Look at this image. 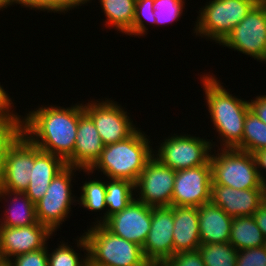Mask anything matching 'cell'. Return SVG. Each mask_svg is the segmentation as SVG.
Returning a JSON list of instances; mask_svg holds the SVG:
<instances>
[{"mask_svg": "<svg viewBox=\"0 0 266 266\" xmlns=\"http://www.w3.org/2000/svg\"><path fill=\"white\" fill-rule=\"evenodd\" d=\"M45 106L26 113L24 118L20 117L21 132L40 150L67 162L74 153L78 122L84 113V104L78 103L66 108Z\"/></svg>", "mask_w": 266, "mask_h": 266, "instance_id": "1", "label": "cell"}, {"mask_svg": "<svg viewBox=\"0 0 266 266\" xmlns=\"http://www.w3.org/2000/svg\"><path fill=\"white\" fill-rule=\"evenodd\" d=\"M201 77L213 129L218 133L221 142L220 149L242 150L243 126L250 108L249 100L230 94L213 74H204Z\"/></svg>", "mask_w": 266, "mask_h": 266, "instance_id": "2", "label": "cell"}, {"mask_svg": "<svg viewBox=\"0 0 266 266\" xmlns=\"http://www.w3.org/2000/svg\"><path fill=\"white\" fill-rule=\"evenodd\" d=\"M144 132L138 129L129 138L104 145V148L89 170V175L98 170L109 179H123L136 183L141 171L153 157L152 144Z\"/></svg>", "mask_w": 266, "mask_h": 266, "instance_id": "3", "label": "cell"}, {"mask_svg": "<svg viewBox=\"0 0 266 266\" xmlns=\"http://www.w3.org/2000/svg\"><path fill=\"white\" fill-rule=\"evenodd\" d=\"M91 266H148L143 249L108 231L102 224H93L83 233Z\"/></svg>", "mask_w": 266, "mask_h": 266, "instance_id": "4", "label": "cell"}, {"mask_svg": "<svg viewBox=\"0 0 266 266\" xmlns=\"http://www.w3.org/2000/svg\"><path fill=\"white\" fill-rule=\"evenodd\" d=\"M218 150L217 154L212 152L210 158L211 184L239 190L266 189L259 178L253 154L236 148Z\"/></svg>", "mask_w": 266, "mask_h": 266, "instance_id": "5", "label": "cell"}, {"mask_svg": "<svg viewBox=\"0 0 266 266\" xmlns=\"http://www.w3.org/2000/svg\"><path fill=\"white\" fill-rule=\"evenodd\" d=\"M255 4L254 0H211L200 8L194 33L220 44Z\"/></svg>", "mask_w": 266, "mask_h": 266, "instance_id": "6", "label": "cell"}, {"mask_svg": "<svg viewBox=\"0 0 266 266\" xmlns=\"http://www.w3.org/2000/svg\"><path fill=\"white\" fill-rule=\"evenodd\" d=\"M214 143L210 142V139L208 141L190 134L174 133L164 139L157 153L153 150V157L175 171L202 166L210 162Z\"/></svg>", "mask_w": 266, "mask_h": 266, "instance_id": "7", "label": "cell"}, {"mask_svg": "<svg viewBox=\"0 0 266 266\" xmlns=\"http://www.w3.org/2000/svg\"><path fill=\"white\" fill-rule=\"evenodd\" d=\"M81 169L66 166L59 172L45 193V195L35 203L36 217L40 224L47 226L52 232L57 231L62 222L68 217L71 205L77 203L72 194V184L74 172Z\"/></svg>", "mask_w": 266, "mask_h": 266, "instance_id": "8", "label": "cell"}, {"mask_svg": "<svg viewBox=\"0 0 266 266\" xmlns=\"http://www.w3.org/2000/svg\"><path fill=\"white\" fill-rule=\"evenodd\" d=\"M219 45L265 62L266 5L255 4Z\"/></svg>", "mask_w": 266, "mask_h": 266, "instance_id": "9", "label": "cell"}, {"mask_svg": "<svg viewBox=\"0 0 266 266\" xmlns=\"http://www.w3.org/2000/svg\"><path fill=\"white\" fill-rule=\"evenodd\" d=\"M106 99L84 104V112L92 119L104 145L123 141L139 129L118 102Z\"/></svg>", "mask_w": 266, "mask_h": 266, "instance_id": "10", "label": "cell"}, {"mask_svg": "<svg viewBox=\"0 0 266 266\" xmlns=\"http://www.w3.org/2000/svg\"><path fill=\"white\" fill-rule=\"evenodd\" d=\"M175 176V170L152 157L135 183V198L152 207L172 206Z\"/></svg>", "mask_w": 266, "mask_h": 266, "instance_id": "11", "label": "cell"}, {"mask_svg": "<svg viewBox=\"0 0 266 266\" xmlns=\"http://www.w3.org/2000/svg\"><path fill=\"white\" fill-rule=\"evenodd\" d=\"M34 167V144L21 132L7 147L0 190L25 192Z\"/></svg>", "mask_w": 266, "mask_h": 266, "instance_id": "12", "label": "cell"}, {"mask_svg": "<svg viewBox=\"0 0 266 266\" xmlns=\"http://www.w3.org/2000/svg\"><path fill=\"white\" fill-rule=\"evenodd\" d=\"M211 165L176 171L172 206L199 207L211 201Z\"/></svg>", "mask_w": 266, "mask_h": 266, "instance_id": "13", "label": "cell"}, {"mask_svg": "<svg viewBox=\"0 0 266 266\" xmlns=\"http://www.w3.org/2000/svg\"><path fill=\"white\" fill-rule=\"evenodd\" d=\"M152 221V206L134 198L121 212L108 217L102 225L112 234L143 247Z\"/></svg>", "mask_w": 266, "mask_h": 266, "instance_id": "14", "label": "cell"}, {"mask_svg": "<svg viewBox=\"0 0 266 266\" xmlns=\"http://www.w3.org/2000/svg\"><path fill=\"white\" fill-rule=\"evenodd\" d=\"M174 206L152 207V221L142 247L149 263H165L174 255Z\"/></svg>", "mask_w": 266, "mask_h": 266, "instance_id": "15", "label": "cell"}, {"mask_svg": "<svg viewBox=\"0 0 266 266\" xmlns=\"http://www.w3.org/2000/svg\"><path fill=\"white\" fill-rule=\"evenodd\" d=\"M53 232L39 222L23 227H0V257H13L48 245Z\"/></svg>", "mask_w": 266, "mask_h": 266, "instance_id": "16", "label": "cell"}, {"mask_svg": "<svg viewBox=\"0 0 266 266\" xmlns=\"http://www.w3.org/2000/svg\"><path fill=\"white\" fill-rule=\"evenodd\" d=\"M211 201L229 216H253L266 201V189H234L211 184Z\"/></svg>", "mask_w": 266, "mask_h": 266, "instance_id": "17", "label": "cell"}, {"mask_svg": "<svg viewBox=\"0 0 266 266\" xmlns=\"http://www.w3.org/2000/svg\"><path fill=\"white\" fill-rule=\"evenodd\" d=\"M104 144L92 119L84 112L78 122L73 156L66 162L81 170H89L98 160Z\"/></svg>", "mask_w": 266, "mask_h": 266, "instance_id": "18", "label": "cell"}, {"mask_svg": "<svg viewBox=\"0 0 266 266\" xmlns=\"http://www.w3.org/2000/svg\"><path fill=\"white\" fill-rule=\"evenodd\" d=\"M66 166L62 158L42 151L34 144V167L31 169L29 185L24 193L36 203L45 195L53 178Z\"/></svg>", "mask_w": 266, "mask_h": 266, "instance_id": "19", "label": "cell"}, {"mask_svg": "<svg viewBox=\"0 0 266 266\" xmlns=\"http://www.w3.org/2000/svg\"><path fill=\"white\" fill-rule=\"evenodd\" d=\"M201 244L229 242L233 217L212 201L198 207Z\"/></svg>", "mask_w": 266, "mask_h": 266, "instance_id": "20", "label": "cell"}, {"mask_svg": "<svg viewBox=\"0 0 266 266\" xmlns=\"http://www.w3.org/2000/svg\"><path fill=\"white\" fill-rule=\"evenodd\" d=\"M173 226L174 254L199 248L198 207L174 206Z\"/></svg>", "mask_w": 266, "mask_h": 266, "instance_id": "21", "label": "cell"}, {"mask_svg": "<svg viewBox=\"0 0 266 266\" xmlns=\"http://www.w3.org/2000/svg\"><path fill=\"white\" fill-rule=\"evenodd\" d=\"M6 196L8 198L10 197V204L4 211L5 218L3 216V219H0V227H23L38 222L35 203H33L24 192L0 190V201L2 198H4L3 200L7 199L5 198Z\"/></svg>", "mask_w": 266, "mask_h": 266, "instance_id": "22", "label": "cell"}, {"mask_svg": "<svg viewBox=\"0 0 266 266\" xmlns=\"http://www.w3.org/2000/svg\"><path fill=\"white\" fill-rule=\"evenodd\" d=\"M265 240L253 216L233 217L229 243L236 250L264 246Z\"/></svg>", "mask_w": 266, "mask_h": 266, "instance_id": "23", "label": "cell"}, {"mask_svg": "<svg viewBox=\"0 0 266 266\" xmlns=\"http://www.w3.org/2000/svg\"><path fill=\"white\" fill-rule=\"evenodd\" d=\"M106 16V26L126 34L133 25L136 0H98Z\"/></svg>", "mask_w": 266, "mask_h": 266, "instance_id": "24", "label": "cell"}, {"mask_svg": "<svg viewBox=\"0 0 266 266\" xmlns=\"http://www.w3.org/2000/svg\"><path fill=\"white\" fill-rule=\"evenodd\" d=\"M135 184L129 180L110 179L106 181L105 203L107 218L121 212L134 199Z\"/></svg>", "mask_w": 266, "mask_h": 266, "instance_id": "25", "label": "cell"}, {"mask_svg": "<svg viewBox=\"0 0 266 266\" xmlns=\"http://www.w3.org/2000/svg\"><path fill=\"white\" fill-rule=\"evenodd\" d=\"M81 188V196L77 200V204H80L83 208L89 211L106 210V213L100 217L101 219L93 222L95 224H102L107 219V206L105 203L106 194V181L90 179L88 182L85 181ZM106 208V209H105Z\"/></svg>", "mask_w": 266, "mask_h": 266, "instance_id": "26", "label": "cell"}, {"mask_svg": "<svg viewBox=\"0 0 266 266\" xmlns=\"http://www.w3.org/2000/svg\"><path fill=\"white\" fill-rule=\"evenodd\" d=\"M242 151L253 154L266 149V124L248 109L243 126Z\"/></svg>", "mask_w": 266, "mask_h": 266, "instance_id": "27", "label": "cell"}, {"mask_svg": "<svg viewBox=\"0 0 266 266\" xmlns=\"http://www.w3.org/2000/svg\"><path fill=\"white\" fill-rule=\"evenodd\" d=\"M79 239V240H78ZM77 240V247L83 249L84 258H81L75 250L68 245V242H60L52 253L48 252V266H86L88 264V246L84 235ZM50 253V254H49Z\"/></svg>", "mask_w": 266, "mask_h": 266, "instance_id": "28", "label": "cell"}, {"mask_svg": "<svg viewBox=\"0 0 266 266\" xmlns=\"http://www.w3.org/2000/svg\"><path fill=\"white\" fill-rule=\"evenodd\" d=\"M198 250L205 266H236L238 250L229 242L201 244Z\"/></svg>", "mask_w": 266, "mask_h": 266, "instance_id": "29", "label": "cell"}, {"mask_svg": "<svg viewBox=\"0 0 266 266\" xmlns=\"http://www.w3.org/2000/svg\"><path fill=\"white\" fill-rule=\"evenodd\" d=\"M154 0H136L135 17L132 28L126 33L127 35L144 36L147 35L148 28L144 24V20L148 23L155 24L156 18L154 14Z\"/></svg>", "mask_w": 266, "mask_h": 266, "instance_id": "30", "label": "cell"}, {"mask_svg": "<svg viewBox=\"0 0 266 266\" xmlns=\"http://www.w3.org/2000/svg\"><path fill=\"white\" fill-rule=\"evenodd\" d=\"M155 25H165L178 21L183 14L185 0H154Z\"/></svg>", "mask_w": 266, "mask_h": 266, "instance_id": "31", "label": "cell"}, {"mask_svg": "<svg viewBox=\"0 0 266 266\" xmlns=\"http://www.w3.org/2000/svg\"><path fill=\"white\" fill-rule=\"evenodd\" d=\"M21 133V122H0V186L7 147Z\"/></svg>", "mask_w": 266, "mask_h": 266, "instance_id": "32", "label": "cell"}, {"mask_svg": "<svg viewBox=\"0 0 266 266\" xmlns=\"http://www.w3.org/2000/svg\"><path fill=\"white\" fill-rule=\"evenodd\" d=\"M236 266H266V247L238 250Z\"/></svg>", "mask_w": 266, "mask_h": 266, "instance_id": "33", "label": "cell"}, {"mask_svg": "<svg viewBox=\"0 0 266 266\" xmlns=\"http://www.w3.org/2000/svg\"><path fill=\"white\" fill-rule=\"evenodd\" d=\"M48 246L13 257V266H48Z\"/></svg>", "mask_w": 266, "mask_h": 266, "instance_id": "34", "label": "cell"}, {"mask_svg": "<svg viewBox=\"0 0 266 266\" xmlns=\"http://www.w3.org/2000/svg\"><path fill=\"white\" fill-rule=\"evenodd\" d=\"M165 264L167 266H205L198 249L178 252L169 258Z\"/></svg>", "mask_w": 266, "mask_h": 266, "instance_id": "35", "label": "cell"}, {"mask_svg": "<svg viewBox=\"0 0 266 266\" xmlns=\"http://www.w3.org/2000/svg\"><path fill=\"white\" fill-rule=\"evenodd\" d=\"M9 97L2 85H0V122H21V115H18L15 111L13 112L12 107H14V104Z\"/></svg>", "mask_w": 266, "mask_h": 266, "instance_id": "36", "label": "cell"}, {"mask_svg": "<svg viewBox=\"0 0 266 266\" xmlns=\"http://www.w3.org/2000/svg\"><path fill=\"white\" fill-rule=\"evenodd\" d=\"M12 4H20L23 7L30 9L53 12V0H5L2 3V8L12 6Z\"/></svg>", "mask_w": 266, "mask_h": 266, "instance_id": "37", "label": "cell"}, {"mask_svg": "<svg viewBox=\"0 0 266 266\" xmlns=\"http://www.w3.org/2000/svg\"><path fill=\"white\" fill-rule=\"evenodd\" d=\"M91 0H53V12L64 13L83 4L90 3Z\"/></svg>", "mask_w": 266, "mask_h": 266, "instance_id": "38", "label": "cell"}, {"mask_svg": "<svg viewBox=\"0 0 266 266\" xmlns=\"http://www.w3.org/2000/svg\"><path fill=\"white\" fill-rule=\"evenodd\" d=\"M250 109L266 124V95H258L249 101Z\"/></svg>", "mask_w": 266, "mask_h": 266, "instance_id": "39", "label": "cell"}, {"mask_svg": "<svg viewBox=\"0 0 266 266\" xmlns=\"http://www.w3.org/2000/svg\"><path fill=\"white\" fill-rule=\"evenodd\" d=\"M256 161V167L258 170V175L261 180L262 185L266 188V149L256 151L253 153ZM262 169L265 171H262ZM265 174V175H264Z\"/></svg>", "mask_w": 266, "mask_h": 266, "instance_id": "40", "label": "cell"}, {"mask_svg": "<svg viewBox=\"0 0 266 266\" xmlns=\"http://www.w3.org/2000/svg\"><path fill=\"white\" fill-rule=\"evenodd\" d=\"M253 218L266 238V201L254 213Z\"/></svg>", "mask_w": 266, "mask_h": 266, "instance_id": "41", "label": "cell"}, {"mask_svg": "<svg viewBox=\"0 0 266 266\" xmlns=\"http://www.w3.org/2000/svg\"><path fill=\"white\" fill-rule=\"evenodd\" d=\"M0 266H13L10 259L0 257Z\"/></svg>", "mask_w": 266, "mask_h": 266, "instance_id": "42", "label": "cell"}, {"mask_svg": "<svg viewBox=\"0 0 266 266\" xmlns=\"http://www.w3.org/2000/svg\"><path fill=\"white\" fill-rule=\"evenodd\" d=\"M148 266H167L165 263H149Z\"/></svg>", "mask_w": 266, "mask_h": 266, "instance_id": "43", "label": "cell"}, {"mask_svg": "<svg viewBox=\"0 0 266 266\" xmlns=\"http://www.w3.org/2000/svg\"><path fill=\"white\" fill-rule=\"evenodd\" d=\"M256 4L266 5V0H254Z\"/></svg>", "mask_w": 266, "mask_h": 266, "instance_id": "44", "label": "cell"}, {"mask_svg": "<svg viewBox=\"0 0 266 266\" xmlns=\"http://www.w3.org/2000/svg\"><path fill=\"white\" fill-rule=\"evenodd\" d=\"M1 9H3V8H2V2L0 1V10H1Z\"/></svg>", "mask_w": 266, "mask_h": 266, "instance_id": "45", "label": "cell"}, {"mask_svg": "<svg viewBox=\"0 0 266 266\" xmlns=\"http://www.w3.org/2000/svg\"><path fill=\"white\" fill-rule=\"evenodd\" d=\"M265 62H266V45H265Z\"/></svg>", "mask_w": 266, "mask_h": 266, "instance_id": "46", "label": "cell"}]
</instances>
